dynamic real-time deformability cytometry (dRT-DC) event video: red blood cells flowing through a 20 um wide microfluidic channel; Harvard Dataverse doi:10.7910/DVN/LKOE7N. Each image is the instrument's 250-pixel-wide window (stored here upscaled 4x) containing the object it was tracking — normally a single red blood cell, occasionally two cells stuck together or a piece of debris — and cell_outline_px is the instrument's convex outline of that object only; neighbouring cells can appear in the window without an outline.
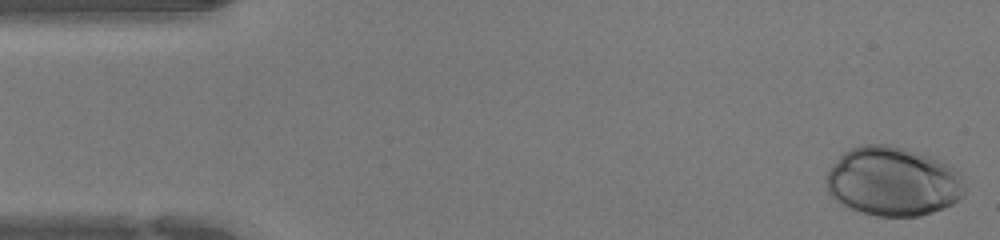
{"species": "human", "species_latin": "Homo sapiens", "temperature_condition": "warm", "stored_images_in_passage": 35, "camera_frame_rate_fps": 3000, "um_per_image_px": 0.085, "donor": {"sex": "female"}, "frame": {"image": 1, "passage_image": 1, "time_ms": 0.0, "image_size_px": [1000, 240], "cell_outline_px": [[964, 196], [952, 204], [932, 212], [920, 216], [876, 216], [840, 204], [828, 192], [828, 172], [832, 164], [844, 152], [852, 148], [864, 144], [892, 144], [920, 152], [940, 160], [948, 164], [960, 172], [964, 188]], "centroid_in_image_um": [75.93, 15.41], "position_along_channel_um": 9.1, "area_um2": 55.78}}
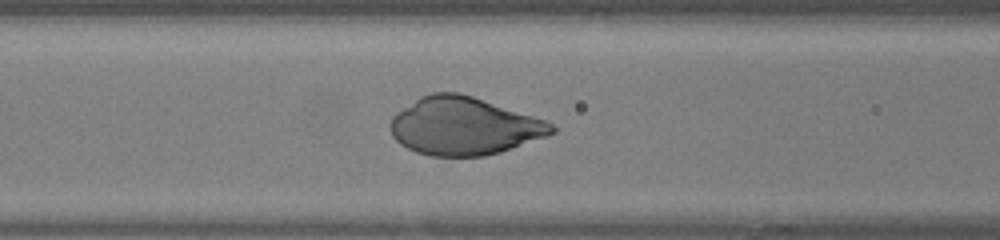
{"frame": {"image": 2, "passage_image": 17, "time_ms": 5.333, "image_size_px": [1000, 240], "cell_outline_px": [[556, 132], [548, 136], [500, 152], [484, 156], [432, 156], [416, 152], [400, 144], [392, 136], [392, 116], [396, 112], [420, 96], [432, 92], [460, 92], [544, 120], [552, 124], [556, 128]], "centroid_in_image_um": [39.43, 10.72], "position_along_channel_um": 127.2, "area_um2": 53.99}}
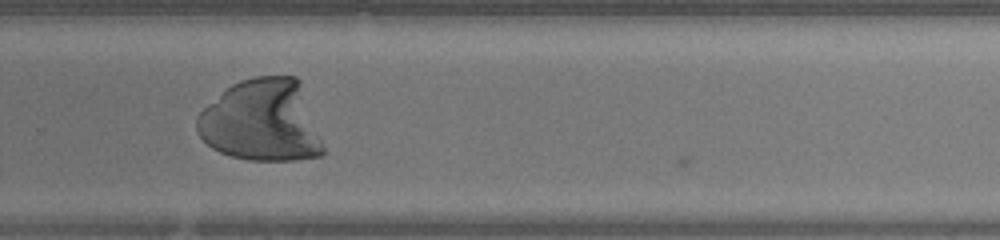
{"frame": {"image": 3, "passage_image": 29, "time_ms": 9.333, "image_size_px": [1000, 240], "cell_outline_px": [[324, 156], [292, 160], [248, 160], [232, 156], [220, 152], [212, 148], [196, 132], [196, 116], [208, 104], [232, 84], [240, 80], [256, 76], [296, 76], [300, 80], [324, 148]], "centroid_in_image_um": [22.25, 10.28], "position_along_channel_um": 307.6, "area_um2": 60.29}}